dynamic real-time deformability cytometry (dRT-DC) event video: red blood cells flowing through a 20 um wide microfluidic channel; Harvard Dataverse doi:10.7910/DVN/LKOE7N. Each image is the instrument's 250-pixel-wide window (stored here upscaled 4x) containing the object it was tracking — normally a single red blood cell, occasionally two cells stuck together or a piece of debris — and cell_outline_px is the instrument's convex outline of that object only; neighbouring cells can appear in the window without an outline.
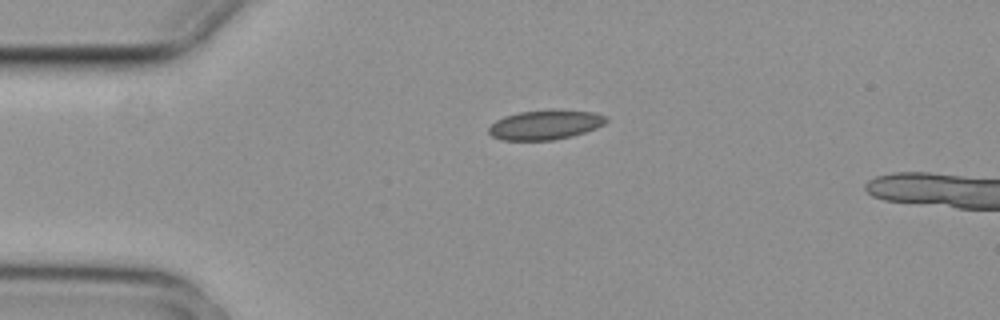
{"species": "common noctule bat (a hibernating species)", "species_latin": "Nyctalus noctula", "temperature_condition": "cold", "stored_images_in_passage": 4, "camera_frame_rate_fps": 3000, "um_per_image_px": 0.085, "animal": {"sex": "female", "body_mass_g": 29.2, "forearm_length_mm": 56.3}, "frame": {"image": 1, "passage_image": 4, "time_ms": 1.0, "image_size_px": [1000, 320], "cell_outline_px": [[608, 120], [604, 124], [596, 128], [572, 136], [552, 140], [500, 140], [492, 136], [488, 132], [488, 128], [496, 120], [504, 116], [520, 112], [552, 108], [596, 112], [608, 116]], "centroid_in_image_um": [46.37, 10.58], "position_along_channel_um": 38.6, "area_um2": 20.63}}